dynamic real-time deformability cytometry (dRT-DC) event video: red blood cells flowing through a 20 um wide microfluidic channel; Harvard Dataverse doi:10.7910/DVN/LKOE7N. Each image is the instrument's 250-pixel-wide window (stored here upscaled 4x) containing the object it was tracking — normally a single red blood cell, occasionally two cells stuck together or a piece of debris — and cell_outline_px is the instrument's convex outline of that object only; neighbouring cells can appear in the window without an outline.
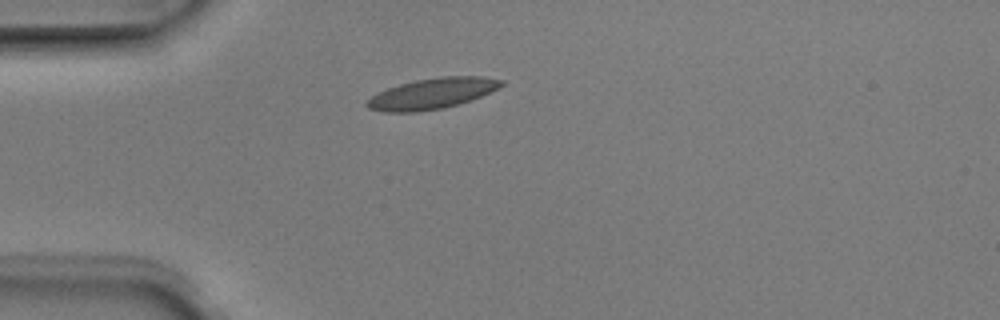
{"species": "Egyptian fruit bat (a non-hibernating species)", "species_latin": "Rousettus aegyptiacus", "temperature_condition": "room temperature", "stored_images_in_passage": 1, "camera_frame_rate_fps": 3000, "um_per_image_px": 0.085, "animal": {"sex": "male"}, "frame": {"image": 1, "passage_image": 1, "time_ms": 0.0, "image_size_px": [1000, 320], "cell_outline_px": [[504, 84], [500, 88], [480, 96], [444, 108], [416, 112], [384, 112], [368, 108], [364, 104], [372, 96], [388, 88], [400, 84], [416, 80], [440, 76], [484, 76], [504, 80]], "centroid_in_image_um": [36.75, 7.94], "position_along_channel_um": 48.3, "area_um2": 23.93}}